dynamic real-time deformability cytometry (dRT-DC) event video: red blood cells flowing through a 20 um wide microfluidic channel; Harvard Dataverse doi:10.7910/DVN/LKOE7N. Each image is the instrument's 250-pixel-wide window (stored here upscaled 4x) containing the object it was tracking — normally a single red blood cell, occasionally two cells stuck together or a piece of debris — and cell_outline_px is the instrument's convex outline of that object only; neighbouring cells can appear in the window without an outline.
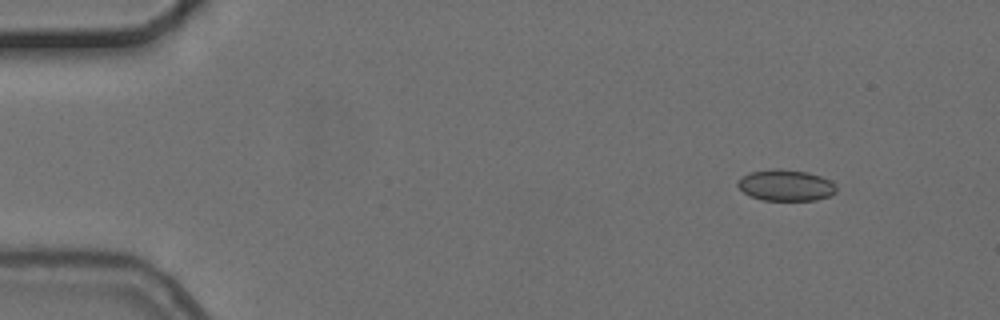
{"species": "common noctule bat (a hibernating species)", "species_latin": "Nyctalus noctula", "temperature_condition": "cold", "stored_images_in_passage": 5, "camera_frame_rate_fps": 3000, "um_per_image_px": 0.085, "animal": {"sex": "female", "body_mass_g": 24.6, "forearm_length_mm": 56.2}, "frame": {"image": 1, "passage_image": 2, "time_ms": 1.0, "image_size_px": [1000, 320], "cell_outline_px": [[836, 192], [828, 196], [816, 200], [764, 200], [752, 196], [744, 192], [736, 184], [736, 180], [740, 176], [752, 172], [780, 168], [808, 172], [820, 176], [836, 184]], "centroid_in_image_um": [66.78, 15.74], "position_along_channel_um": 18.2, "area_um2": 17.86}}
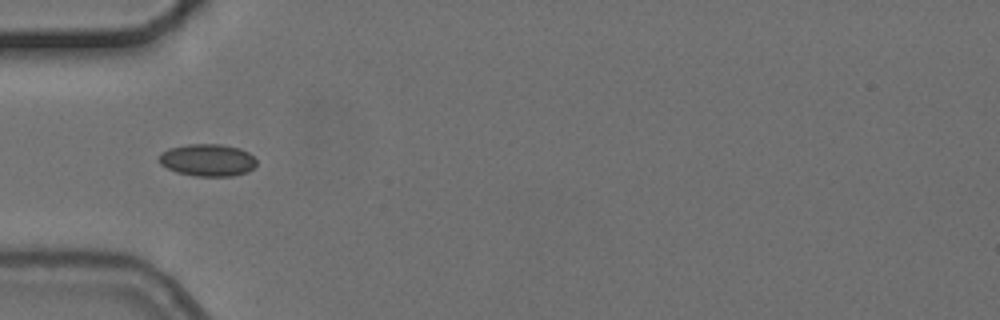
{"frame": {"image": 2, "passage_image": 5, "time_ms": 5.0, "image_size_px": [1000, 320], "cell_outline_px": [[256, 164], [248, 172], [232, 176], [196, 176], [176, 172], [160, 164], [160, 152], [168, 148], [188, 144], [220, 144], [240, 148], [248, 152], [256, 160]], "centroid_in_image_um": [17.64, 13.6], "position_along_channel_um": 67.4, "area_um2": 18.32}}